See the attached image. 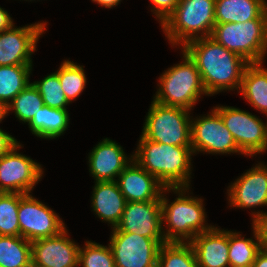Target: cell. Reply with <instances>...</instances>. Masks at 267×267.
<instances>
[{"label":"cell","mask_w":267,"mask_h":267,"mask_svg":"<svg viewBox=\"0 0 267 267\" xmlns=\"http://www.w3.org/2000/svg\"><path fill=\"white\" fill-rule=\"evenodd\" d=\"M195 62L209 96L225 91H239L242 75L249 64L227 50L211 36L187 42L182 48Z\"/></svg>","instance_id":"1"},{"label":"cell","mask_w":267,"mask_h":267,"mask_svg":"<svg viewBox=\"0 0 267 267\" xmlns=\"http://www.w3.org/2000/svg\"><path fill=\"white\" fill-rule=\"evenodd\" d=\"M193 155L191 147L153 142L141 134L133 160L166 188H191Z\"/></svg>","instance_id":"2"},{"label":"cell","mask_w":267,"mask_h":267,"mask_svg":"<svg viewBox=\"0 0 267 267\" xmlns=\"http://www.w3.org/2000/svg\"><path fill=\"white\" fill-rule=\"evenodd\" d=\"M189 189L188 187L165 188L161 194L162 230L165 242L190 243L197 234L214 226L206 223L207 214L203 198L189 196L192 194ZM167 192L176 194L174 201L170 202V199H167Z\"/></svg>","instance_id":"3"},{"label":"cell","mask_w":267,"mask_h":267,"mask_svg":"<svg viewBox=\"0 0 267 267\" xmlns=\"http://www.w3.org/2000/svg\"><path fill=\"white\" fill-rule=\"evenodd\" d=\"M215 24V0H179L160 26L169 44L180 49L191 40L211 36Z\"/></svg>","instance_id":"4"},{"label":"cell","mask_w":267,"mask_h":267,"mask_svg":"<svg viewBox=\"0 0 267 267\" xmlns=\"http://www.w3.org/2000/svg\"><path fill=\"white\" fill-rule=\"evenodd\" d=\"M182 62L169 67L159 76L156 102L192 111L202 95L209 96L204 88L195 62L181 49Z\"/></svg>","instance_id":"5"},{"label":"cell","mask_w":267,"mask_h":267,"mask_svg":"<svg viewBox=\"0 0 267 267\" xmlns=\"http://www.w3.org/2000/svg\"><path fill=\"white\" fill-rule=\"evenodd\" d=\"M211 37L250 63H264L267 54V18L215 24Z\"/></svg>","instance_id":"6"},{"label":"cell","mask_w":267,"mask_h":267,"mask_svg":"<svg viewBox=\"0 0 267 267\" xmlns=\"http://www.w3.org/2000/svg\"><path fill=\"white\" fill-rule=\"evenodd\" d=\"M191 111L152 100L142 135L153 142L191 147Z\"/></svg>","instance_id":"7"},{"label":"cell","mask_w":267,"mask_h":267,"mask_svg":"<svg viewBox=\"0 0 267 267\" xmlns=\"http://www.w3.org/2000/svg\"><path fill=\"white\" fill-rule=\"evenodd\" d=\"M213 108L245 156L253 158L267 151V123L261 118L233 106L217 105Z\"/></svg>","instance_id":"8"},{"label":"cell","mask_w":267,"mask_h":267,"mask_svg":"<svg viewBox=\"0 0 267 267\" xmlns=\"http://www.w3.org/2000/svg\"><path fill=\"white\" fill-rule=\"evenodd\" d=\"M191 149L193 154H242L233 135L224 125L220 114L213 108L209 114L191 116Z\"/></svg>","instance_id":"9"},{"label":"cell","mask_w":267,"mask_h":267,"mask_svg":"<svg viewBox=\"0 0 267 267\" xmlns=\"http://www.w3.org/2000/svg\"><path fill=\"white\" fill-rule=\"evenodd\" d=\"M164 243V238H147L112 228L108 244L115 267H157L159 249Z\"/></svg>","instance_id":"10"},{"label":"cell","mask_w":267,"mask_h":267,"mask_svg":"<svg viewBox=\"0 0 267 267\" xmlns=\"http://www.w3.org/2000/svg\"><path fill=\"white\" fill-rule=\"evenodd\" d=\"M20 142L0 157V193L28 194L44 176L41 164L21 154Z\"/></svg>","instance_id":"11"},{"label":"cell","mask_w":267,"mask_h":267,"mask_svg":"<svg viewBox=\"0 0 267 267\" xmlns=\"http://www.w3.org/2000/svg\"><path fill=\"white\" fill-rule=\"evenodd\" d=\"M18 218L20 236L30 242L56 236L66 229L62 218L31 193H19Z\"/></svg>","instance_id":"12"},{"label":"cell","mask_w":267,"mask_h":267,"mask_svg":"<svg viewBox=\"0 0 267 267\" xmlns=\"http://www.w3.org/2000/svg\"><path fill=\"white\" fill-rule=\"evenodd\" d=\"M46 21L17 27L15 24L0 32V66L32 65V55L39 38L47 31ZM46 30V31H45Z\"/></svg>","instance_id":"13"},{"label":"cell","mask_w":267,"mask_h":267,"mask_svg":"<svg viewBox=\"0 0 267 267\" xmlns=\"http://www.w3.org/2000/svg\"><path fill=\"white\" fill-rule=\"evenodd\" d=\"M228 204L234 208H252L267 206V165L255 164L235 179L227 189Z\"/></svg>","instance_id":"14"},{"label":"cell","mask_w":267,"mask_h":267,"mask_svg":"<svg viewBox=\"0 0 267 267\" xmlns=\"http://www.w3.org/2000/svg\"><path fill=\"white\" fill-rule=\"evenodd\" d=\"M67 228L60 234L31 242V266L79 267L80 246L69 237Z\"/></svg>","instance_id":"15"},{"label":"cell","mask_w":267,"mask_h":267,"mask_svg":"<svg viewBox=\"0 0 267 267\" xmlns=\"http://www.w3.org/2000/svg\"><path fill=\"white\" fill-rule=\"evenodd\" d=\"M88 167L94 182L117 181L121 172L132 162L121 145L110 138H103L88 155Z\"/></svg>","instance_id":"16"},{"label":"cell","mask_w":267,"mask_h":267,"mask_svg":"<svg viewBox=\"0 0 267 267\" xmlns=\"http://www.w3.org/2000/svg\"><path fill=\"white\" fill-rule=\"evenodd\" d=\"M116 229L122 232L138 233L147 238H164L161 200L127 202Z\"/></svg>","instance_id":"17"},{"label":"cell","mask_w":267,"mask_h":267,"mask_svg":"<svg viewBox=\"0 0 267 267\" xmlns=\"http://www.w3.org/2000/svg\"><path fill=\"white\" fill-rule=\"evenodd\" d=\"M117 183L127 202L160 200L166 188L134 160L118 176Z\"/></svg>","instance_id":"18"},{"label":"cell","mask_w":267,"mask_h":267,"mask_svg":"<svg viewBox=\"0 0 267 267\" xmlns=\"http://www.w3.org/2000/svg\"><path fill=\"white\" fill-rule=\"evenodd\" d=\"M198 267H228L229 230L213 226L190 242Z\"/></svg>","instance_id":"19"},{"label":"cell","mask_w":267,"mask_h":267,"mask_svg":"<svg viewBox=\"0 0 267 267\" xmlns=\"http://www.w3.org/2000/svg\"><path fill=\"white\" fill-rule=\"evenodd\" d=\"M127 201L120 191L117 181L95 182L91 207L94 214L111 229L119 224Z\"/></svg>","instance_id":"20"},{"label":"cell","mask_w":267,"mask_h":267,"mask_svg":"<svg viewBox=\"0 0 267 267\" xmlns=\"http://www.w3.org/2000/svg\"><path fill=\"white\" fill-rule=\"evenodd\" d=\"M267 18L266 0H215V23H244Z\"/></svg>","instance_id":"21"},{"label":"cell","mask_w":267,"mask_h":267,"mask_svg":"<svg viewBox=\"0 0 267 267\" xmlns=\"http://www.w3.org/2000/svg\"><path fill=\"white\" fill-rule=\"evenodd\" d=\"M263 64L250 63L245 67L238 92L255 110L267 116V68Z\"/></svg>","instance_id":"22"},{"label":"cell","mask_w":267,"mask_h":267,"mask_svg":"<svg viewBox=\"0 0 267 267\" xmlns=\"http://www.w3.org/2000/svg\"><path fill=\"white\" fill-rule=\"evenodd\" d=\"M69 116L67 109H55L43 105L39 112L34 114L28 127L31 133L40 139H57L68 129Z\"/></svg>","instance_id":"23"},{"label":"cell","mask_w":267,"mask_h":267,"mask_svg":"<svg viewBox=\"0 0 267 267\" xmlns=\"http://www.w3.org/2000/svg\"><path fill=\"white\" fill-rule=\"evenodd\" d=\"M252 224L253 238H245L239 232L229 230V262L230 265H252L257 253L262 249L259 228ZM254 239V240H253Z\"/></svg>","instance_id":"24"},{"label":"cell","mask_w":267,"mask_h":267,"mask_svg":"<svg viewBox=\"0 0 267 267\" xmlns=\"http://www.w3.org/2000/svg\"><path fill=\"white\" fill-rule=\"evenodd\" d=\"M32 66H0V101L6 106L31 83Z\"/></svg>","instance_id":"25"},{"label":"cell","mask_w":267,"mask_h":267,"mask_svg":"<svg viewBox=\"0 0 267 267\" xmlns=\"http://www.w3.org/2000/svg\"><path fill=\"white\" fill-rule=\"evenodd\" d=\"M31 242L21 236L0 235V266L31 267Z\"/></svg>","instance_id":"26"},{"label":"cell","mask_w":267,"mask_h":267,"mask_svg":"<svg viewBox=\"0 0 267 267\" xmlns=\"http://www.w3.org/2000/svg\"><path fill=\"white\" fill-rule=\"evenodd\" d=\"M83 68V65L66 59L55 71L69 103L75 101L86 88L87 78Z\"/></svg>","instance_id":"27"},{"label":"cell","mask_w":267,"mask_h":267,"mask_svg":"<svg viewBox=\"0 0 267 267\" xmlns=\"http://www.w3.org/2000/svg\"><path fill=\"white\" fill-rule=\"evenodd\" d=\"M157 267H198L190 243L166 242L161 245Z\"/></svg>","instance_id":"28"},{"label":"cell","mask_w":267,"mask_h":267,"mask_svg":"<svg viewBox=\"0 0 267 267\" xmlns=\"http://www.w3.org/2000/svg\"><path fill=\"white\" fill-rule=\"evenodd\" d=\"M43 105L38 89L31 82L7 105V114L13 111L19 122L28 124Z\"/></svg>","instance_id":"29"},{"label":"cell","mask_w":267,"mask_h":267,"mask_svg":"<svg viewBox=\"0 0 267 267\" xmlns=\"http://www.w3.org/2000/svg\"><path fill=\"white\" fill-rule=\"evenodd\" d=\"M19 193H0V235L20 236Z\"/></svg>","instance_id":"30"},{"label":"cell","mask_w":267,"mask_h":267,"mask_svg":"<svg viewBox=\"0 0 267 267\" xmlns=\"http://www.w3.org/2000/svg\"><path fill=\"white\" fill-rule=\"evenodd\" d=\"M79 267H115L114 256L111 247L86 241L79 249Z\"/></svg>","instance_id":"31"},{"label":"cell","mask_w":267,"mask_h":267,"mask_svg":"<svg viewBox=\"0 0 267 267\" xmlns=\"http://www.w3.org/2000/svg\"><path fill=\"white\" fill-rule=\"evenodd\" d=\"M38 89L44 105L55 109H67L70 104L65 96L56 72L48 74L40 81H33Z\"/></svg>","instance_id":"32"},{"label":"cell","mask_w":267,"mask_h":267,"mask_svg":"<svg viewBox=\"0 0 267 267\" xmlns=\"http://www.w3.org/2000/svg\"><path fill=\"white\" fill-rule=\"evenodd\" d=\"M151 1V12L159 20L160 25L167 19V17L174 11L179 0H149Z\"/></svg>","instance_id":"33"},{"label":"cell","mask_w":267,"mask_h":267,"mask_svg":"<svg viewBox=\"0 0 267 267\" xmlns=\"http://www.w3.org/2000/svg\"><path fill=\"white\" fill-rule=\"evenodd\" d=\"M252 223H255L260 231L262 249L267 251V212L263 210L251 211Z\"/></svg>","instance_id":"34"},{"label":"cell","mask_w":267,"mask_h":267,"mask_svg":"<svg viewBox=\"0 0 267 267\" xmlns=\"http://www.w3.org/2000/svg\"><path fill=\"white\" fill-rule=\"evenodd\" d=\"M20 141L0 128V157L9 152Z\"/></svg>","instance_id":"35"},{"label":"cell","mask_w":267,"mask_h":267,"mask_svg":"<svg viewBox=\"0 0 267 267\" xmlns=\"http://www.w3.org/2000/svg\"><path fill=\"white\" fill-rule=\"evenodd\" d=\"M13 25L14 21L8 11L0 6V32L10 29Z\"/></svg>","instance_id":"36"},{"label":"cell","mask_w":267,"mask_h":267,"mask_svg":"<svg viewBox=\"0 0 267 267\" xmlns=\"http://www.w3.org/2000/svg\"><path fill=\"white\" fill-rule=\"evenodd\" d=\"M253 267H267V251L261 249L253 262Z\"/></svg>","instance_id":"37"},{"label":"cell","mask_w":267,"mask_h":267,"mask_svg":"<svg viewBox=\"0 0 267 267\" xmlns=\"http://www.w3.org/2000/svg\"><path fill=\"white\" fill-rule=\"evenodd\" d=\"M92 2L97 3L98 5H100L103 8H114L116 6H118V4H120L121 0H92Z\"/></svg>","instance_id":"38"},{"label":"cell","mask_w":267,"mask_h":267,"mask_svg":"<svg viewBox=\"0 0 267 267\" xmlns=\"http://www.w3.org/2000/svg\"><path fill=\"white\" fill-rule=\"evenodd\" d=\"M7 116H8V114H7V106L0 101V123Z\"/></svg>","instance_id":"39"},{"label":"cell","mask_w":267,"mask_h":267,"mask_svg":"<svg viewBox=\"0 0 267 267\" xmlns=\"http://www.w3.org/2000/svg\"><path fill=\"white\" fill-rule=\"evenodd\" d=\"M228 267H253V265H246V266L229 265Z\"/></svg>","instance_id":"40"}]
</instances>
